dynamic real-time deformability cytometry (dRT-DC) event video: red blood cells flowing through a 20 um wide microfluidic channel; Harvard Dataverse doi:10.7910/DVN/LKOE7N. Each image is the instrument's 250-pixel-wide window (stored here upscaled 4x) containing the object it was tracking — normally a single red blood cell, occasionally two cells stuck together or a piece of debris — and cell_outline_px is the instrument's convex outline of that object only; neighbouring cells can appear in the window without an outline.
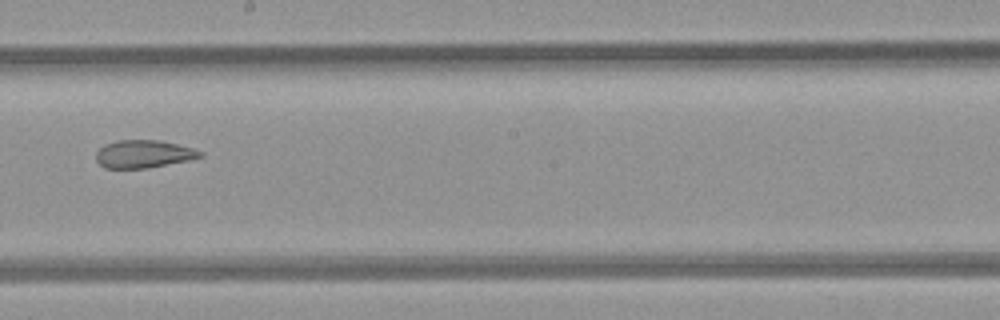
{"species": "common noctule bat (a hibernating species)", "species_latin": "Nyctalus noctula", "temperature_condition": "room temperature", "stored_images_in_passage": 7, "camera_frame_rate_fps": 3000, "um_per_image_px": 0.085, "animal": {"sex": "female", "body_mass_g": 21.9}, "frame": {"image": 1, "passage_image": 7, "time_ms": 2.0, "image_size_px": [1000, 320], "cell_outline_px": [[204, 156], [188, 160], [148, 168], [104, 168], [96, 160], [96, 152], [104, 144], [116, 140], [160, 140], [192, 148], [204, 152]], "centroid_in_image_um": [12.19, 13.08], "position_along_channel_um": 236.0, "area_um2": 16.88}}